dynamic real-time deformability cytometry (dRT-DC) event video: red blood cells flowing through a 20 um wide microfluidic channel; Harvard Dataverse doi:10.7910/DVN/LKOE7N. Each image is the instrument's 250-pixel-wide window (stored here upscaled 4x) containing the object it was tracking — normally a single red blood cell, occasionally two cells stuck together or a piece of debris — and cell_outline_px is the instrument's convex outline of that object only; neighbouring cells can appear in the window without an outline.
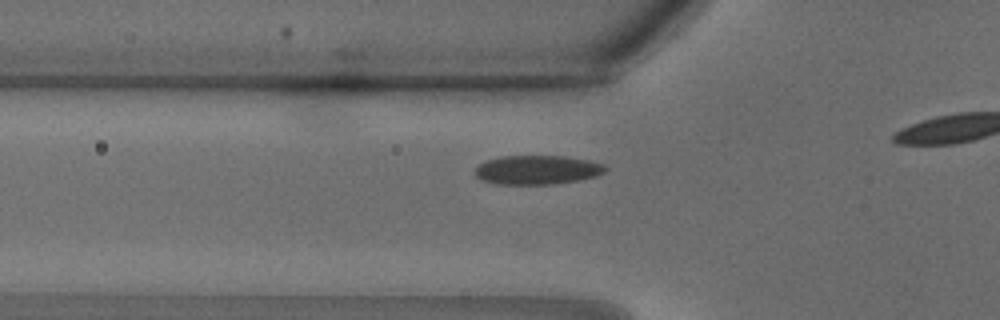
{"species": "common noctule bat (a hibernating species)", "species_latin": "Nyctalus noctula", "temperature_condition": "warm", "stored_images_in_passage": 25, "camera_frame_rate_fps": 3000, "um_per_image_px": 0.085, "animal": {"sex": "male", "body_mass_g": 18.8}, "frame": {"image": 1, "passage_image": 9, "time_ms": 2.667, "image_size_px": [1000, 320], "cell_outline_px": [[608, 168], [604, 172], [596, 176], [580, 180], [552, 184], [496, 184], [480, 180], [476, 176], [476, 164], [500, 156], [564, 156], [592, 160], [604, 164]], "centroid_in_image_um": [45.67, 14.43], "position_along_channel_um": 80.1, "area_um2": 22.31}}
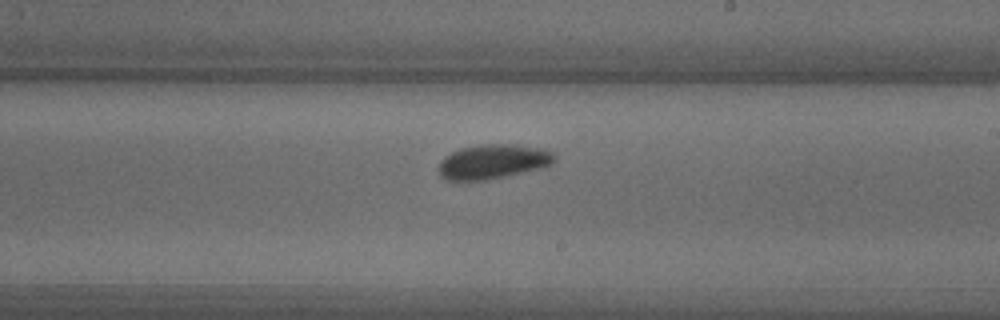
{"frame": {"image": 2, "passage_image": 17, "time_ms": 5.333, "image_size_px": [1000, 320], "cell_outline_px": [[556, 160], [552, 164], [488, 180], [444, 180], [440, 176], [436, 168], [440, 160], [444, 156], [460, 148], [484, 144], [516, 144], [544, 148], [552, 152], [556, 156]], "centroid_in_image_um": [41.85, 13.72], "position_along_channel_um": 247.1, "area_um2": 23.41}}
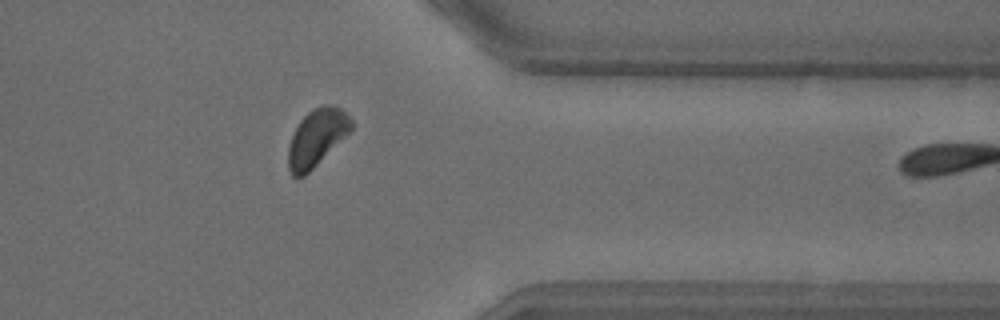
{"frame": {"image": 3, "passage_image": 24, "time_ms": 7.667, "image_size_px": [1000, 320], "cell_outline_px": [[352, 128], [304, 176], [296, 180], [292, 176], [288, 168], [288, 148], [292, 136], [300, 120], [308, 112], [324, 104], [332, 104], [340, 108], [352, 120]], "centroid_in_image_um": [26.88, 11.71], "position_along_channel_um": 384.5, "area_um2": 20.4}}